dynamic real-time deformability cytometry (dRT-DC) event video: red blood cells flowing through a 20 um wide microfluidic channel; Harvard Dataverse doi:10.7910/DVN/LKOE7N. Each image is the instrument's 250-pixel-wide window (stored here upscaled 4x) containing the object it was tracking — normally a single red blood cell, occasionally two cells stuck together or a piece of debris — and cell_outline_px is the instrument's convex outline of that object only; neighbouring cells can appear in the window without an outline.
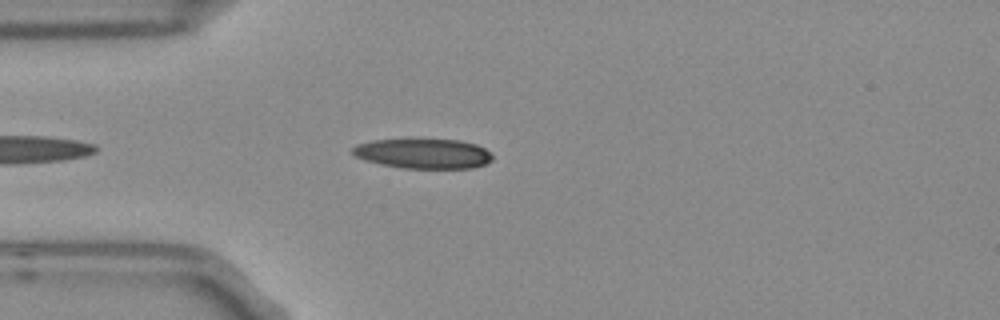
{"species": "Egyptian fruit bat (a non-hibernating species)", "species_latin": "Rousettus aegyptiacus", "temperature_condition": "room temperature", "stored_images_in_passage": 5, "camera_frame_rate_fps": 3000, "um_per_image_px": 0.085, "frame": {"image": 1, "passage_image": 3, "time_ms": 0.667, "image_size_px": [1000, 320], "cell_outline_px": [[492, 160], [484, 164], [472, 168], [404, 168], [380, 164], [364, 160], [356, 156], [352, 152], [352, 148], [356, 144], [372, 140], [460, 140], [476, 144], [484, 148], [492, 156]], "centroid_in_image_um": [35.96, 13.06], "position_along_channel_um": 49.0, "area_um2": 24.1}}
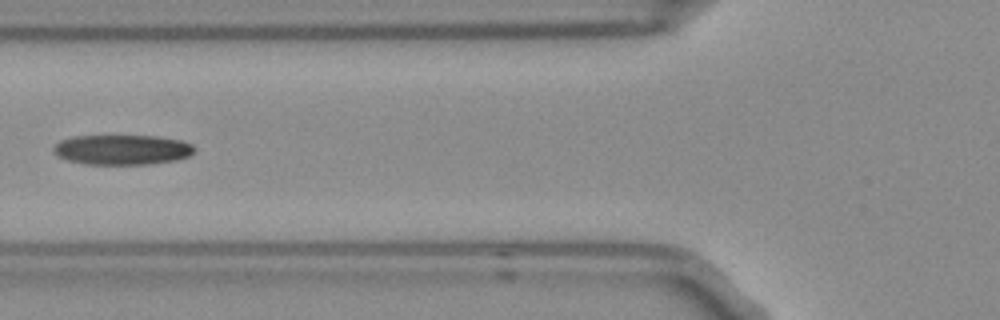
{"frame": {"image": 2, "passage_image": 5, "time_ms": 1.333, "image_size_px": [1000, 320], "cell_outline_px": [[196, 148], [188, 156], [176, 160], [152, 164], [84, 164], [68, 160], [60, 156], [52, 148], [60, 140], [72, 136], [156, 136], [180, 140], [192, 144]], "centroid_in_image_um": [10.4, 12.72], "position_along_channel_um": 115.4, "area_um2": 24.51}}